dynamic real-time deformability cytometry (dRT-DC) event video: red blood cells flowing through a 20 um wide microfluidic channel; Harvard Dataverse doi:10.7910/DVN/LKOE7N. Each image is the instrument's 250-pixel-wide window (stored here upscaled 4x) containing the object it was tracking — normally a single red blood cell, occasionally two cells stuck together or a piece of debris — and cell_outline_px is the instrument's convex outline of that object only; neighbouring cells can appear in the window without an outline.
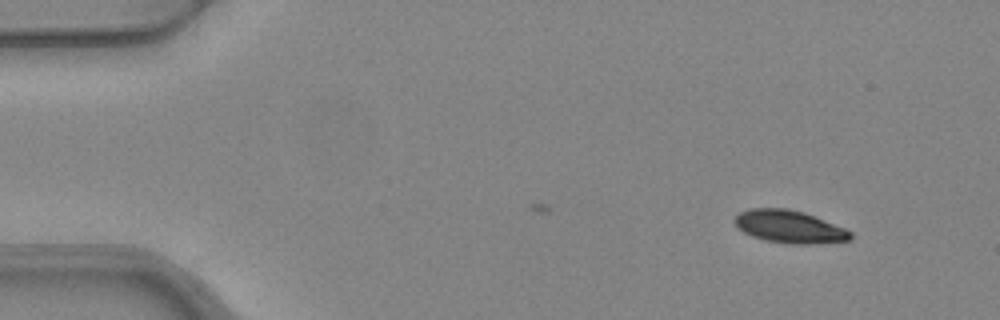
{"species": "common noctule bat (a hibernating species)", "species_latin": "Nyctalus noctula", "temperature_condition": "warm", "stored_images_in_passage": 3, "camera_frame_rate_fps": 3000, "um_per_image_px": 0.085, "animal": {"sex": "female", "body_mass_g": 24.6, "forearm_length_mm": 56.2}, "frame": {"image": 1, "passage_image": 3, "time_ms": 0.667, "image_size_px": [1000, 320], "cell_outline_px": [[852, 240], [812, 244], [788, 244], [764, 240], [752, 236], [736, 228], [732, 220], [740, 212], [752, 208], [788, 208], [804, 212], [844, 228], [852, 232]], "centroid_in_image_um": [67.07, 19.27], "position_along_channel_um": 17.9, "area_um2": 22.2}}